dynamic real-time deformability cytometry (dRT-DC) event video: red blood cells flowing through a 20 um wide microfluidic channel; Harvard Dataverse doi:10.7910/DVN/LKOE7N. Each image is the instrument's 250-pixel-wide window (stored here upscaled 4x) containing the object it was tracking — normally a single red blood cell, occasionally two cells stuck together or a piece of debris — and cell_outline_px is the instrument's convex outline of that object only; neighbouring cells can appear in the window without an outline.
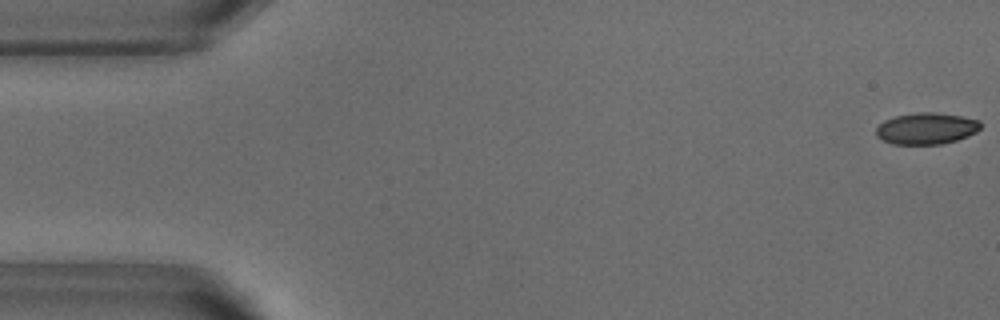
{"species": "common noctule bat (a hibernating species)", "species_latin": "Nyctalus noctula", "temperature_condition": "warm", "stored_images_in_passage": 52, "camera_frame_rate_fps": 3000, "um_per_image_px": 0.085, "animal": {"sex": "male", "body_mass_g": 18.8}, "frame": {"image": 1, "passage_image": 1, "time_ms": 0.0, "image_size_px": [1000, 320], "cell_outline_px": [[980, 128], [976, 132], [968, 136], [956, 140], [940, 144], [892, 144], [876, 136], [876, 128], [884, 120], [896, 116], [916, 112], [936, 112], [960, 116], [980, 120]], "centroid_in_image_um": [78.74, 10.91], "position_along_channel_um": 6.3, "area_um2": 19.13}}
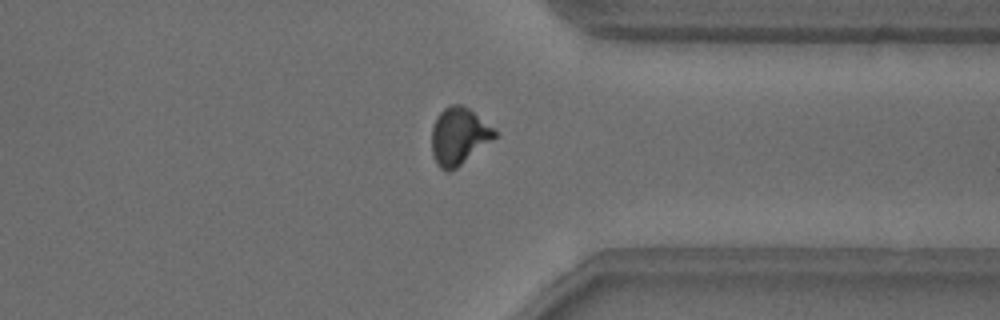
{"frame": {"image": 2, "passage_image": 40, "time_ms": 13.0, "image_size_px": [1000, 320], "cell_outline_px": [[496, 136], [492, 140], [456, 168], [448, 172], [440, 168], [436, 164], [432, 156], [432, 128], [440, 112], [444, 108], [452, 104], [460, 104], [468, 108], [492, 128], [496, 132]], "centroid_in_image_um": [38.96, 11.59], "position_along_channel_um": 372.4, "area_um2": 20.52}}
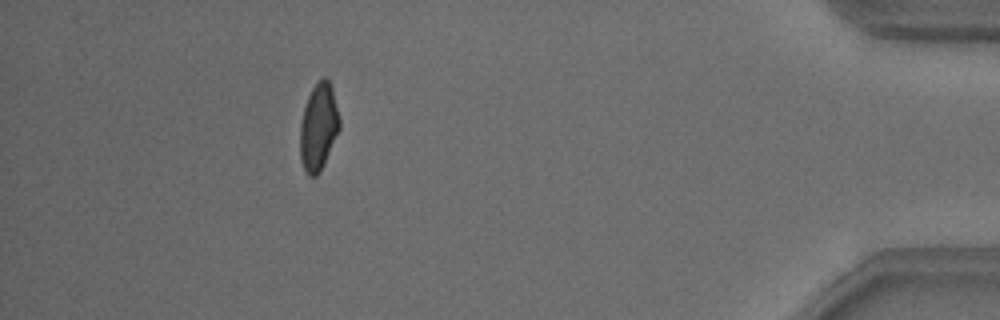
{"frame": {"image": 3, "passage_image": 47, "time_ms": 15.333, "image_size_px": [1000, 320], "cell_outline_px": [[340, 128], [324, 164], [320, 172], [316, 176], [308, 176], [304, 172], [300, 160], [300, 124], [304, 108], [308, 96], [312, 88], [324, 76], [332, 84], [340, 120]], "centroid_in_image_um": [27.07, 10.81], "position_along_channel_um": 408.1, "area_um2": 20.17}, "authors_computed_cell_mechanics": {"area_um2": 20.519, "velocity_mm_per_s": 3.8425, "shape_relaxation_time_tau1_ms": 4.3557, "shape_relaxation_time_tau2_ms": null, "deformation_change_tau1": 0.1522, "deformation_change_tau2": null}}